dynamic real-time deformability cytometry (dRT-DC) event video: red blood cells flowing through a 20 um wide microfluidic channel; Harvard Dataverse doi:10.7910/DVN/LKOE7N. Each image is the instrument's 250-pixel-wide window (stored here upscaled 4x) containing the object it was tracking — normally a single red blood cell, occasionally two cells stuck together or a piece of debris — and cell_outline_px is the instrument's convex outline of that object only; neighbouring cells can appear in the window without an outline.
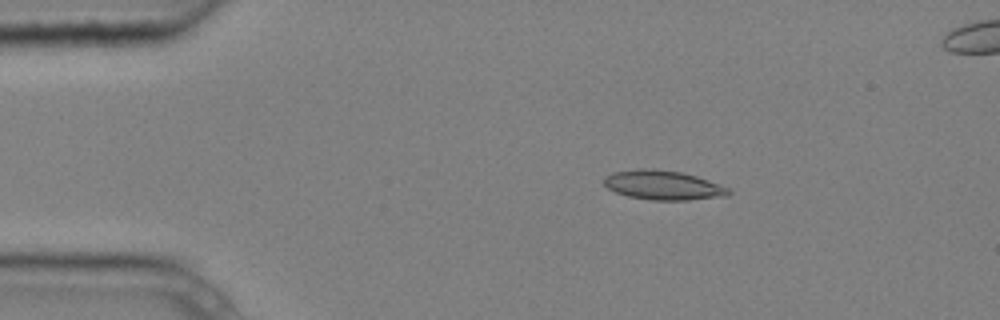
{"species": "common noctule bat (a hibernating species)", "species_latin": "Nyctalus noctula", "temperature_condition": "cold", "stored_images_in_passage": 9, "camera_frame_rate_fps": 3000, "um_per_image_px": 0.085, "animal": {"sex": "male", "body_mass_g": 20.4}, "frame": {"image": 1, "passage_image": 2, "time_ms": 0.333, "image_size_px": [1000, 320], "cell_outline_px": [[732, 192], [728, 196], [688, 200], [652, 200], [628, 196], [616, 192], [608, 188], [604, 184], [604, 176], [612, 172], [636, 168], [644, 168], [680, 172], [696, 176], [728, 188]], "centroid_in_image_um": [56.34, 15.74], "position_along_channel_um": 28.7, "area_um2": 21.21}}
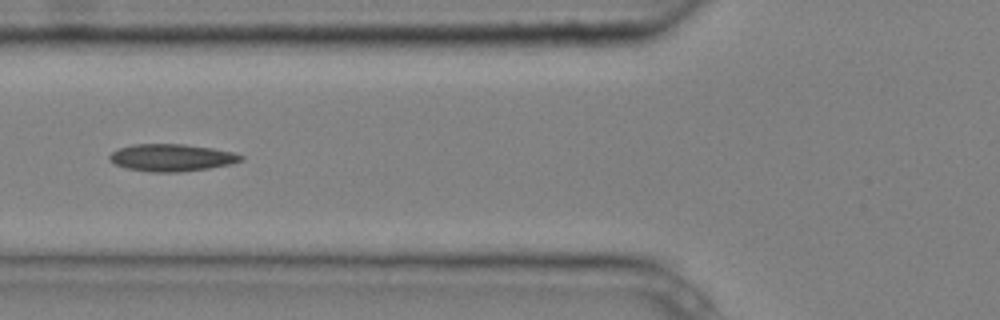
{"frame": {"image": 2, "passage_image": 4, "time_ms": 1.0, "image_size_px": [1000, 320], "cell_outline_px": [[244, 160], [228, 164], [208, 168], [180, 172], [152, 172], [128, 168], [116, 164], [108, 160], [108, 156], [112, 152], [120, 148], [132, 144], [184, 144], [212, 148], [236, 152], [244, 156]], "centroid_in_image_um": [14.6, 13.39], "position_along_channel_um": 111.2, "area_um2": 20.81}}